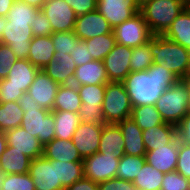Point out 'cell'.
Returning a JSON list of instances; mask_svg holds the SVG:
<instances>
[{
	"label": "cell",
	"instance_id": "5b68a950",
	"mask_svg": "<svg viewBox=\"0 0 190 190\" xmlns=\"http://www.w3.org/2000/svg\"><path fill=\"white\" fill-rule=\"evenodd\" d=\"M155 107L166 123L177 126L190 111L186 84L180 79L165 89L161 97L156 101Z\"/></svg>",
	"mask_w": 190,
	"mask_h": 190
},
{
	"label": "cell",
	"instance_id": "f1b7e54d",
	"mask_svg": "<svg viewBox=\"0 0 190 190\" xmlns=\"http://www.w3.org/2000/svg\"><path fill=\"white\" fill-rule=\"evenodd\" d=\"M32 159L22 154L18 150H10L6 147L0 157V171L5 174H25L28 173Z\"/></svg>",
	"mask_w": 190,
	"mask_h": 190
},
{
	"label": "cell",
	"instance_id": "db71d44e",
	"mask_svg": "<svg viewBox=\"0 0 190 190\" xmlns=\"http://www.w3.org/2000/svg\"><path fill=\"white\" fill-rule=\"evenodd\" d=\"M15 0H0V16H7Z\"/></svg>",
	"mask_w": 190,
	"mask_h": 190
},
{
	"label": "cell",
	"instance_id": "7c38bea8",
	"mask_svg": "<svg viewBox=\"0 0 190 190\" xmlns=\"http://www.w3.org/2000/svg\"><path fill=\"white\" fill-rule=\"evenodd\" d=\"M41 10L48 18L53 33L74 30L77 15L65 0H48Z\"/></svg>",
	"mask_w": 190,
	"mask_h": 190
},
{
	"label": "cell",
	"instance_id": "ffe728a7",
	"mask_svg": "<svg viewBox=\"0 0 190 190\" xmlns=\"http://www.w3.org/2000/svg\"><path fill=\"white\" fill-rule=\"evenodd\" d=\"M109 83L104 62L92 60L75 69L72 84L76 86L97 85Z\"/></svg>",
	"mask_w": 190,
	"mask_h": 190
},
{
	"label": "cell",
	"instance_id": "f35d334b",
	"mask_svg": "<svg viewBox=\"0 0 190 190\" xmlns=\"http://www.w3.org/2000/svg\"><path fill=\"white\" fill-rule=\"evenodd\" d=\"M82 104L102 106L106 84L77 86Z\"/></svg>",
	"mask_w": 190,
	"mask_h": 190
},
{
	"label": "cell",
	"instance_id": "f907efd6",
	"mask_svg": "<svg viewBox=\"0 0 190 190\" xmlns=\"http://www.w3.org/2000/svg\"><path fill=\"white\" fill-rule=\"evenodd\" d=\"M176 129L179 143L190 145V111L182 118Z\"/></svg>",
	"mask_w": 190,
	"mask_h": 190
},
{
	"label": "cell",
	"instance_id": "3957f363",
	"mask_svg": "<svg viewBox=\"0 0 190 190\" xmlns=\"http://www.w3.org/2000/svg\"><path fill=\"white\" fill-rule=\"evenodd\" d=\"M150 52L153 64H160L179 80L185 77L190 50L167 39L164 35H154L150 39Z\"/></svg>",
	"mask_w": 190,
	"mask_h": 190
},
{
	"label": "cell",
	"instance_id": "6da1fadb",
	"mask_svg": "<svg viewBox=\"0 0 190 190\" xmlns=\"http://www.w3.org/2000/svg\"><path fill=\"white\" fill-rule=\"evenodd\" d=\"M179 79L160 64H152L146 71L130 72L122 81L132 107L155 105L164 90Z\"/></svg>",
	"mask_w": 190,
	"mask_h": 190
},
{
	"label": "cell",
	"instance_id": "680465c9",
	"mask_svg": "<svg viewBox=\"0 0 190 190\" xmlns=\"http://www.w3.org/2000/svg\"><path fill=\"white\" fill-rule=\"evenodd\" d=\"M181 80L186 84L188 94H189V104H190V77H184Z\"/></svg>",
	"mask_w": 190,
	"mask_h": 190
},
{
	"label": "cell",
	"instance_id": "6f0895ef",
	"mask_svg": "<svg viewBox=\"0 0 190 190\" xmlns=\"http://www.w3.org/2000/svg\"><path fill=\"white\" fill-rule=\"evenodd\" d=\"M7 17L6 16H0V41L2 39V35L4 33V28L6 26Z\"/></svg>",
	"mask_w": 190,
	"mask_h": 190
},
{
	"label": "cell",
	"instance_id": "f6af8a7d",
	"mask_svg": "<svg viewBox=\"0 0 190 190\" xmlns=\"http://www.w3.org/2000/svg\"><path fill=\"white\" fill-rule=\"evenodd\" d=\"M31 28L33 36L42 37L53 34L51 24L41 9L36 13Z\"/></svg>",
	"mask_w": 190,
	"mask_h": 190
},
{
	"label": "cell",
	"instance_id": "b9f144b4",
	"mask_svg": "<svg viewBox=\"0 0 190 190\" xmlns=\"http://www.w3.org/2000/svg\"><path fill=\"white\" fill-rule=\"evenodd\" d=\"M78 114L83 123L94 125L108 124L102 111V106H88L87 104H82Z\"/></svg>",
	"mask_w": 190,
	"mask_h": 190
},
{
	"label": "cell",
	"instance_id": "94428289",
	"mask_svg": "<svg viewBox=\"0 0 190 190\" xmlns=\"http://www.w3.org/2000/svg\"><path fill=\"white\" fill-rule=\"evenodd\" d=\"M5 175H6V174H5L4 172L0 171V188H1V185H2V183H3V181H4Z\"/></svg>",
	"mask_w": 190,
	"mask_h": 190
},
{
	"label": "cell",
	"instance_id": "8fae6325",
	"mask_svg": "<svg viewBox=\"0 0 190 190\" xmlns=\"http://www.w3.org/2000/svg\"><path fill=\"white\" fill-rule=\"evenodd\" d=\"M28 174L32 178L35 190H65L61 183H57L56 160L44 156L31 161Z\"/></svg>",
	"mask_w": 190,
	"mask_h": 190
},
{
	"label": "cell",
	"instance_id": "f546056e",
	"mask_svg": "<svg viewBox=\"0 0 190 190\" xmlns=\"http://www.w3.org/2000/svg\"><path fill=\"white\" fill-rule=\"evenodd\" d=\"M52 112L55 119V138L63 140L72 139L75 130L81 123L79 114L68 111Z\"/></svg>",
	"mask_w": 190,
	"mask_h": 190
},
{
	"label": "cell",
	"instance_id": "83f0119b",
	"mask_svg": "<svg viewBox=\"0 0 190 190\" xmlns=\"http://www.w3.org/2000/svg\"><path fill=\"white\" fill-rule=\"evenodd\" d=\"M163 35L190 50V10L187 7Z\"/></svg>",
	"mask_w": 190,
	"mask_h": 190
},
{
	"label": "cell",
	"instance_id": "4fadbf2b",
	"mask_svg": "<svg viewBox=\"0 0 190 190\" xmlns=\"http://www.w3.org/2000/svg\"><path fill=\"white\" fill-rule=\"evenodd\" d=\"M133 48L116 44L104 58V67L109 82H122L131 72L130 59Z\"/></svg>",
	"mask_w": 190,
	"mask_h": 190
},
{
	"label": "cell",
	"instance_id": "816d5d0a",
	"mask_svg": "<svg viewBox=\"0 0 190 190\" xmlns=\"http://www.w3.org/2000/svg\"><path fill=\"white\" fill-rule=\"evenodd\" d=\"M24 94L22 90L14 86H0V103L19 102Z\"/></svg>",
	"mask_w": 190,
	"mask_h": 190
},
{
	"label": "cell",
	"instance_id": "60d3db41",
	"mask_svg": "<svg viewBox=\"0 0 190 190\" xmlns=\"http://www.w3.org/2000/svg\"><path fill=\"white\" fill-rule=\"evenodd\" d=\"M0 190H35V185L28 173L6 174Z\"/></svg>",
	"mask_w": 190,
	"mask_h": 190
},
{
	"label": "cell",
	"instance_id": "484cf974",
	"mask_svg": "<svg viewBox=\"0 0 190 190\" xmlns=\"http://www.w3.org/2000/svg\"><path fill=\"white\" fill-rule=\"evenodd\" d=\"M124 138L117 124L103 126L98 152L114 153L120 159L124 155Z\"/></svg>",
	"mask_w": 190,
	"mask_h": 190
},
{
	"label": "cell",
	"instance_id": "8992f818",
	"mask_svg": "<svg viewBox=\"0 0 190 190\" xmlns=\"http://www.w3.org/2000/svg\"><path fill=\"white\" fill-rule=\"evenodd\" d=\"M102 111L108 124H117L130 118L132 104L122 82L106 84Z\"/></svg>",
	"mask_w": 190,
	"mask_h": 190
},
{
	"label": "cell",
	"instance_id": "c3c4849f",
	"mask_svg": "<svg viewBox=\"0 0 190 190\" xmlns=\"http://www.w3.org/2000/svg\"><path fill=\"white\" fill-rule=\"evenodd\" d=\"M99 190H139L133 182L112 178L98 183Z\"/></svg>",
	"mask_w": 190,
	"mask_h": 190
},
{
	"label": "cell",
	"instance_id": "7dc6e473",
	"mask_svg": "<svg viewBox=\"0 0 190 190\" xmlns=\"http://www.w3.org/2000/svg\"><path fill=\"white\" fill-rule=\"evenodd\" d=\"M70 56L74 60L76 67L85 65L93 60L90 55L89 48L86 46L85 40L81 39L78 41L77 47L73 48Z\"/></svg>",
	"mask_w": 190,
	"mask_h": 190
},
{
	"label": "cell",
	"instance_id": "f5cc1de1",
	"mask_svg": "<svg viewBox=\"0 0 190 190\" xmlns=\"http://www.w3.org/2000/svg\"><path fill=\"white\" fill-rule=\"evenodd\" d=\"M65 190H99L98 183L93 182L91 179L83 177Z\"/></svg>",
	"mask_w": 190,
	"mask_h": 190
},
{
	"label": "cell",
	"instance_id": "91938a15",
	"mask_svg": "<svg viewBox=\"0 0 190 190\" xmlns=\"http://www.w3.org/2000/svg\"><path fill=\"white\" fill-rule=\"evenodd\" d=\"M185 77H190V54H189V61H188V67Z\"/></svg>",
	"mask_w": 190,
	"mask_h": 190
},
{
	"label": "cell",
	"instance_id": "9a60e30c",
	"mask_svg": "<svg viewBox=\"0 0 190 190\" xmlns=\"http://www.w3.org/2000/svg\"><path fill=\"white\" fill-rule=\"evenodd\" d=\"M103 126L81 122L75 130L72 142L82 159L98 152Z\"/></svg>",
	"mask_w": 190,
	"mask_h": 190
},
{
	"label": "cell",
	"instance_id": "9c48e42d",
	"mask_svg": "<svg viewBox=\"0 0 190 190\" xmlns=\"http://www.w3.org/2000/svg\"><path fill=\"white\" fill-rule=\"evenodd\" d=\"M33 37L28 22L7 20L0 43L8 45L18 59H27Z\"/></svg>",
	"mask_w": 190,
	"mask_h": 190
},
{
	"label": "cell",
	"instance_id": "ee69618b",
	"mask_svg": "<svg viewBox=\"0 0 190 190\" xmlns=\"http://www.w3.org/2000/svg\"><path fill=\"white\" fill-rule=\"evenodd\" d=\"M18 60L12 49L0 43V79H4L10 72L9 69Z\"/></svg>",
	"mask_w": 190,
	"mask_h": 190
},
{
	"label": "cell",
	"instance_id": "1f68e13d",
	"mask_svg": "<svg viewBox=\"0 0 190 190\" xmlns=\"http://www.w3.org/2000/svg\"><path fill=\"white\" fill-rule=\"evenodd\" d=\"M23 116L19 102L0 103V131L6 132L20 127Z\"/></svg>",
	"mask_w": 190,
	"mask_h": 190
},
{
	"label": "cell",
	"instance_id": "6125c7cd",
	"mask_svg": "<svg viewBox=\"0 0 190 190\" xmlns=\"http://www.w3.org/2000/svg\"><path fill=\"white\" fill-rule=\"evenodd\" d=\"M187 8L190 10V1L187 2Z\"/></svg>",
	"mask_w": 190,
	"mask_h": 190
},
{
	"label": "cell",
	"instance_id": "5bb4252c",
	"mask_svg": "<svg viewBox=\"0 0 190 190\" xmlns=\"http://www.w3.org/2000/svg\"><path fill=\"white\" fill-rule=\"evenodd\" d=\"M75 35L87 40L100 35L113 33V28L97 10L79 15L75 21Z\"/></svg>",
	"mask_w": 190,
	"mask_h": 190
},
{
	"label": "cell",
	"instance_id": "8d00e7d4",
	"mask_svg": "<svg viewBox=\"0 0 190 190\" xmlns=\"http://www.w3.org/2000/svg\"><path fill=\"white\" fill-rule=\"evenodd\" d=\"M130 71H146L153 64V57L150 52V40L141 46L134 47L130 59Z\"/></svg>",
	"mask_w": 190,
	"mask_h": 190
},
{
	"label": "cell",
	"instance_id": "d6986e66",
	"mask_svg": "<svg viewBox=\"0 0 190 190\" xmlns=\"http://www.w3.org/2000/svg\"><path fill=\"white\" fill-rule=\"evenodd\" d=\"M179 147L180 143L176 138L169 145L147 151L145 154L146 162L164 174L174 172L176 171Z\"/></svg>",
	"mask_w": 190,
	"mask_h": 190
},
{
	"label": "cell",
	"instance_id": "7a4b0ae2",
	"mask_svg": "<svg viewBox=\"0 0 190 190\" xmlns=\"http://www.w3.org/2000/svg\"><path fill=\"white\" fill-rule=\"evenodd\" d=\"M19 104L24 112L20 127L37 137L43 146L51 142L55 138L53 112L41 108L27 92L20 97Z\"/></svg>",
	"mask_w": 190,
	"mask_h": 190
},
{
	"label": "cell",
	"instance_id": "74e56055",
	"mask_svg": "<svg viewBox=\"0 0 190 190\" xmlns=\"http://www.w3.org/2000/svg\"><path fill=\"white\" fill-rule=\"evenodd\" d=\"M51 39L55 48L54 55H70L73 48L77 47V43L80 40L75 35L74 30L65 32H55L51 35Z\"/></svg>",
	"mask_w": 190,
	"mask_h": 190
},
{
	"label": "cell",
	"instance_id": "d4e9b609",
	"mask_svg": "<svg viewBox=\"0 0 190 190\" xmlns=\"http://www.w3.org/2000/svg\"><path fill=\"white\" fill-rule=\"evenodd\" d=\"M177 138L176 126L170 123L160 124L143 130V142L147 151L169 145Z\"/></svg>",
	"mask_w": 190,
	"mask_h": 190
},
{
	"label": "cell",
	"instance_id": "836d02e7",
	"mask_svg": "<svg viewBox=\"0 0 190 190\" xmlns=\"http://www.w3.org/2000/svg\"><path fill=\"white\" fill-rule=\"evenodd\" d=\"M145 162V156L124 154L119 160L116 178L133 182Z\"/></svg>",
	"mask_w": 190,
	"mask_h": 190
},
{
	"label": "cell",
	"instance_id": "4316f807",
	"mask_svg": "<svg viewBox=\"0 0 190 190\" xmlns=\"http://www.w3.org/2000/svg\"><path fill=\"white\" fill-rule=\"evenodd\" d=\"M82 101L76 85L66 84L58 87L52 111L78 113Z\"/></svg>",
	"mask_w": 190,
	"mask_h": 190
},
{
	"label": "cell",
	"instance_id": "e0dca14e",
	"mask_svg": "<svg viewBox=\"0 0 190 190\" xmlns=\"http://www.w3.org/2000/svg\"><path fill=\"white\" fill-rule=\"evenodd\" d=\"M10 150H18L30 159L43 156V145L37 137L32 136L21 127L4 132Z\"/></svg>",
	"mask_w": 190,
	"mask_h": 190
},
{
	"label": "cell",
	"instance_id": "d6a6232c",
	"mask_svg": "<svg viewBox=\"0 0 190 190\" xmlns=\"http://www.w3.org/2000/svg\"><path fill=\"white\" fill-rule=\"evenodd\" d=\"M164 173L156 170L145 162L141 171L133 181L134 186L139 190H160L162 187Z\"/></svg>",
	"mask_w": 190,
	"mask_h": 190
},
{
	"label": "cell",
	"instance_id": "44dd1931",
	"mask_svg": "<svg viewBox=\"0 0 190 190\" xmlns=\"http://www.w3.org/2000/svg\"><path fill=\"white\" fill-rule=\"evenodd\" d=\"M124 138V154L145 156L147 150L143 142V131L130 118L117 123Z\"/></svg>",
	"mask_w": 190,
	"mask_h": 190
},
{
	"label": "cell",
	"instance_id": "4dcf8cb0",
	"mask_svg": "<svg viewBox=\"0 0 190 190\" xmlns=\"http://www.w3.org/2000/svg\"><path fill=\"white\" fill-rule=\"evenodd\" d=\"M130 119H132L142 131L166 123L155 105L133 107Z\"/></svg>",
	"mask_w": 190,
	"mask_h": 190
},
{
	"label": "cell",
	"instance_id": "e575fe53",
	"mask_svg": "<svg viewBox=\"0 0 190 190\" xmlns=\"http://www.w3.org/2000/svg\"><path fill=\"white\" fill-rule=\"evenodd\" d=\"M57 163V183H61L62 187L66 189L73 183L84 177L82 162H61Z\"/></svg>",
	"mask_w": 190,
	"mask_h": 190
},
{
	"label": "cell",
	"instance_id": "681fc988",
	"mask_svg": "<svg viewBox=\"0 0 190 190\" xmlns=\"http://www.w3.org/2000/svg\"><path fill=\"white\" fill-rule=\"evenodd\" d=\"M77 16L97 10V0H65Z\"/></svg>",
	"mask_w": 190,
	"mask_h": 190
},
{
	"label": "cell",
	"instance_id": "30bf717a",
	"mask_svg": "<svg viewBox=\"0 0 190 190\" xmlns=\"http://www.w3.org/2000/svg\"><path fill=\"white\" fill-rule=\"evenodd\" d=\"M97 11L114 29L140 12L138 0H97Z\"/></svg>",
	"mask_w": 190,
	"mask_h": 190
},
{
	"label": "cell",
	"instance_id": "52a82bcc",
	"mask_svg": "<svg viewBox=\"0 0 190 190\" xmlns=\"http://www.w3.org/2000/svg\"><path fill=\"white\" fill-rule=\"evenodd\" d=\"M116 43L130 48L146 44L154 34L139 12L113 29Z\"/></svg>",
	"mask_w": 190,
	"mask_h": 190
},
{
	"label": "cell",
	"instance_id": "be15d7a7",
	"mask_svg": "<svg viewBox=\"0 0 190 190\" xmlns=\"http://www.w3.org/2000/svg\"><path fill=\"white\" fill-rule=\"evenodd\" d=\"M138 1H139V2H140V4H141V3L145 2L146 0H138Z\"/></svg>",
	"mask_w": 190,
	"mask_h": 190
},
{
	"label": "cell",
	"instance_id": "7402d4cb",
	"mask_svg": "<svg viewBox=\"0 0 190 190\" xmlns=\"http://www.w3.org/2000/svg\"><path fill=\"white\" fill-rule=\"evenodd\" d=\"M76 64L69 54L54 55L43 71L59 85L72 84Z\"/></svg>",
	"mask_w": 190,
	"mask_h": 190
},
{
	"label": "cell",
	"instance_id": "ac0fdd59",
	"mask_svg": "<svg viewBox=\"0 0 190 190\" xmlns=\"http://www.w3.org/2000/svg\"><path fill=\"white\" fill-rule=\"evenodd\" d=\"M39 70L28 59H18L9 69L8 76L0 79V86H14L24 93L28 92Z\"/></svg>",
	"mask_w": 190,
	"mask_h": 190
},
{
	"label": "cell",
	"instance_id": "ab89813d",
	"mask_svg": "<svg viewBox=\"0 0 190 190\" xmlns=\"http://www.w3.org/2000/svg\"><path fill=\"white\" fill-rule=\"evenodd\" d=\"M39 10L40 9L32 7L23 1L15 0L6 17L8 21L28 22L31 26L34 17Z\"/></svg>",
	"mask_w": 190,
	"mask_h": 190
},
{
	"label": "cell",
	"instance_id": "603a6c76",
	"mask_svg": "<svg viewBox=\"0 0 190 190\" xmlns=\"http://www.w3.org/2000/svg\"><path fill=\"white\" fill-rule=\"evenodd\" d=\"M55 48L51 35L49 36H34L28 54V61L43 70L54 58Z\"/></svg>",
	"mask_w": 190,
	"mask_h": 190
},
{
	"label": "cell",
	"instance_id": "bcb514c9",
	"mask_svg": "<svg viewBox=\"0 0 190 190\" xmlns=\"http://www.w3.org/2000/svg\"><path fill=\"white\" fill-rule=\"evenodd\" d=\"M176 171L190 180V145L180 144Z\"/></svg>",
	"mask_w": 190,
	"mask_h": 190
},
{
	"label": "cell",
	"instance_id": "9f6ffc18",
	"mask_svg": "<svg viewBox=\"0 0 190 190\" xmlns=\"http://www.w3.org/2000/svg\"><path fill=\"white\" fill-rule=\"evenodd\" d=\"M7 147L6 137L4 132L0 131V157L4 153L5 149Z\"/></svg>",
	"mask_w": 190,
	"mask_h": 190
},
{
	"label": "cell",
	"instance_id": "277c9868",
	"mask_svg": "<svg viewBox=\"0 0 190 190\" xmlns=\"http://www.w3.org/2000/svg\"><path fill=\"white\" fill-rule=\"evenodd\" d=\"M186 7L183 0H146L140 4V13L154 35H163Z\"/></svg>",
	"mask_w": 190,
	"mask_h": 190
},
{
	"label": "cell",
	"instance_id": "2e32d148",
	"mask_svg": "<svg viewBox=\"0 0 190 190\" xmlns=\"http://www.w3.org/2000/svg\"><path fill=\"white\" fill-rule=\"evenodd\" d=\"M59 86L43 70H39L27 93L41 108L52 111Z\"/></svg>",
	"mask_w": 190,
	"mask_h": 190
},
{
	"label": "cell",
	"instance_id": "d590c367",
	"mask_svg": "<svg viewBox=\"0 0 190 190\" xmlns=\"http://www.w3.org/2000/svg\"><path fill=\"white\" fill-rule=\"evenodd\" d=\"M86 46L89 48L90 55L93 60L103 61L107 54L117 44L114 33L100 35L85 40Z\"/></svg>",
	"mask_w": 190,
	"mask_h": 190
},
{
	"label": "cell",
	"instance_id": "11a10c76",
	"mask_svg": "<svg viewBox=\"0 0 190 190\" xmlns=\"http://www.w3.org/2000/svg\"><path fill=\"white\" fill-rule=\"evenodd\" d=\"M23 1L24 3L35 7L37 9H41L42 6L48 1V0H20Z\"/></svg>",
	"mask_w": 190,
	"mask_h": 190
},
{
	"label": "cell",
	"instance_id": "7bdbcfd3",
	"mask_svg": "<svg viewBox=\"0 0 190 190\" xmlns=\"http://www.w3.org/2000/svg\"><path fill=\"white\" fill-rule=\"evenodd\" d=\"M160 190H190V180L177 171L165 173Z\"/></svg>",
	"mask_w": 190,
	"mask_h": 190
},
{
	"label": "cell",
	"instance_id": "cb8c5ba5",
	"mask_svg": "<svg viewBox=\"0 0 190 190\" xmlns=\"http://www.w3.org/2000/svg\"><path fill=\"white\" fill-rule=\"evenodd\" d=\"M43 156L47 159H53L61 162H82L78 150L72 142V139L63 140L54 138L43 147Z\"/></svg>",
	"mask_w": 190,
	"mask_h": 190
},
{
	"label": "cell",
	"instance_id": "ba28073f",
	"mask_svg": "<svg viewBox=\"0 0 190 190\" xmlns=\"http://www.w3.org/2000/svg\"><path fill=\"white\" fill-rule=\"evenodd\" d=\"M119 160L114 153L96 152L83 159V175L96 183L116 178Z\"/></svg>",
	"mask_w": 190,
	"mask_h": 190
}]
</instances>
